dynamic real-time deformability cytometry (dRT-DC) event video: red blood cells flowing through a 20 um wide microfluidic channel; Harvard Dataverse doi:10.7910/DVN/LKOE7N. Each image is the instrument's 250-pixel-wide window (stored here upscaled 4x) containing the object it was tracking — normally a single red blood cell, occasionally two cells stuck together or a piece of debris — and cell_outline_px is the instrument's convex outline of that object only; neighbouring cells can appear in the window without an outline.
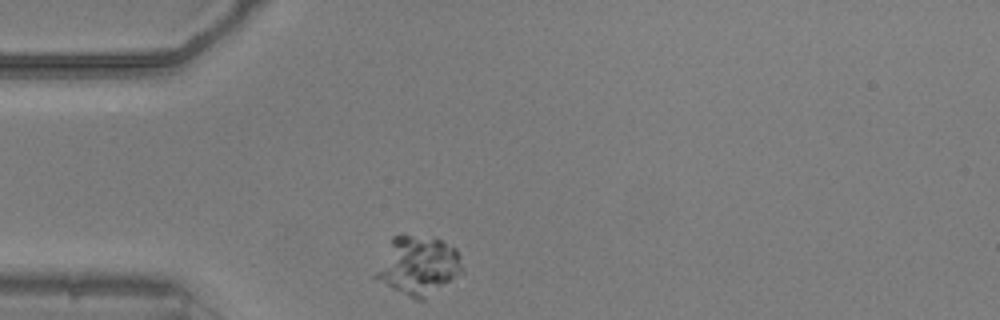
{"species": "common noctule bat (a hibernating species)", "species_latin": "Nyctalus noctula", "temperature_condition": "warm", "stored_images_in_passage": 41, "camera_frame_rate_fps": 3000, "um_per_image_px": 0.085, "animal": {"sex": "male", "body_mass_g": 20.5, "forearm_length_mm": 52.5}, "frame": {"image": 1, "passage_image": 1, "time_ms": 0.0, "image_size_px": [1000, 320], "cell_outline_px": [[464, 276], [424, 300], [416, 300], [392, 288], [372, 276], [392, 236], [412, 236], [440, 240], [456, 248], [460, 256], [464, 272]], "centroid_in_image_um": [35.61, 22.63], "position_along_channel_um": 49.4, "area_um2": 29.94}}
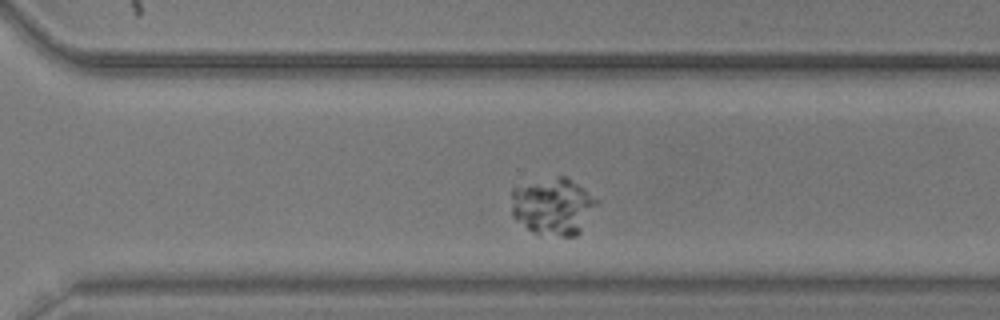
{"frame": {"image": 2, "passage_image": 25, "time_ms": 8.0, "image_size_px": [1000, 320], "cell_outline_px": [[600, 200], [580, 232], [576, 236], [560, 236], [532, 232], [516, 220], [512, 216], [512, 188], [556, 176], [568, 176]], "centroid_in_image_um": [47.03, 17.53], "position_along_channel_um": 323.6, "area_um2": 28.44}}
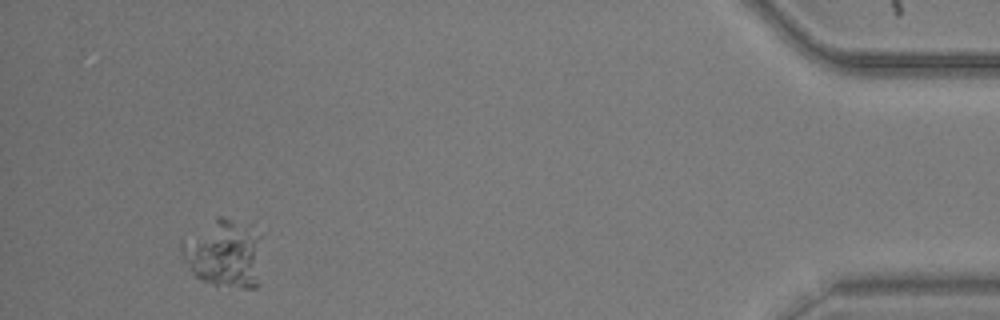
{"frame": {"image": 3, "passage_image": 38, "time_ms": 12.333, "image_size_px": [1000, 320], "cell_outline_px": [[260, 236], [256, 288], [244, 288], [216, 284], [200, 280], [192, 272], [180, 256], [180, 244], [216, 216], [224, 216], [252, 224]], "centroid_in_image_um": [19.02, 21.49], "position_along_channel_um": 416.2, "area_um2": 31.73}}